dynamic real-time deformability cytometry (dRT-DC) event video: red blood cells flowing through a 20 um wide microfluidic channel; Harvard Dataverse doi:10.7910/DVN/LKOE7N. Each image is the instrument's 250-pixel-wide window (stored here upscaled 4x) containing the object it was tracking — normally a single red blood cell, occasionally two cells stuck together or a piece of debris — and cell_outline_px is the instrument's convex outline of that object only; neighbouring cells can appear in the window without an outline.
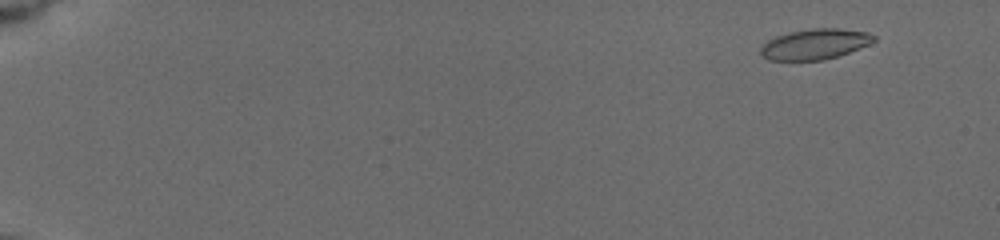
{"species": "common noctule bat (a hibernating species)", "species_latin": "Nyctalus noctula", "temperature_condition": "cold", "stored_images_in_passage": 25, "camera_frame_rate_fps": 3000, "um_per_image_px": 0.085, "animal": {"sex": "female", "body_mass_g": 19.5, "forearm_length_mm": 54.1}, "frame": {"image": 1, "passage_image": 5, "time_ms": 1.333, "image_size_px": [1000, 240], "cell_outline_px": [[876, 40], [860, 48], [836, 56], [820, 60], [768, 60], [760, 52], [760, 48], [768, 40], [776, 36], [788, 32], [812, 28], [840, 28], [868, 32], [876, 36]], "centroid_in_image_um": [69.28, 3.73], "position_along_channel_um": 15.7, "area_um2": 20.0}}
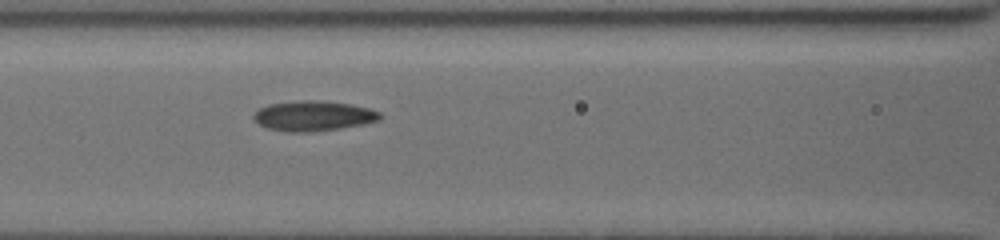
{"frame": {"image": 2, "passage_image": 22, "time_ms": 9.0, "image_size_px": [1000, 240], "cell_outline_px": [[384, 116], [380, 120], [364, 124], [340, 128], [308, 132], [288, 132], [268, 128], [260, 124], [252, 116], [260, 108], [268, 104], [300, 100], [320, 100], [352, 104], [368, 108], [380, 112]], "centroid_in_image_um": [26.68, 9.84], "position_along_channel_um": 139.9, "area_um2": 22.2}}
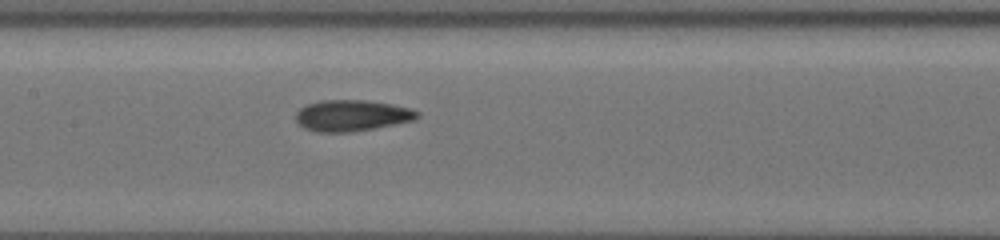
{"frame": {"image": 3, "passage_image": 25, "time_ms": 10.0, "image_size_px": [1000, 240], "cell_outline_px": [[420, 116], [412, 120], [352, 132], [316, 132], [304, 128], [296, 120], [296, 112], [300, 108], [308, 104], [320, 100], [364, 100], [392, 104], [412, 108], [420, 112]], "centroid_in_image_um": [29.89, 9.81], "position_along_channel_um": 177.5, "area_um2": 21.96}}